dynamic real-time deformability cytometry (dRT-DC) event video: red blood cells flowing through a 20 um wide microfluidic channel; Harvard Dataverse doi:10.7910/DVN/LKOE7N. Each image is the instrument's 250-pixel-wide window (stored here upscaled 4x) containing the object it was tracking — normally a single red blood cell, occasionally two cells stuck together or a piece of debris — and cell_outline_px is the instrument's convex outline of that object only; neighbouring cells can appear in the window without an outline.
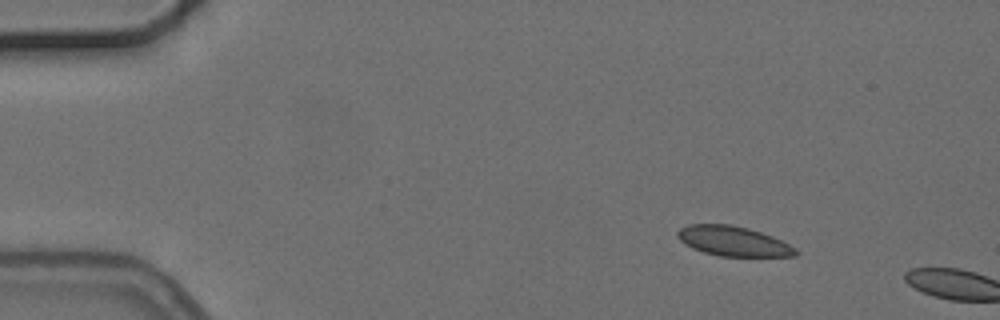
{"species": "common noctule bat (a hibernating species)", "species_latin": "Nyctalus noctula", "temperature_condition": "cold", "stored_images_in_passage": 2, "camera_frame_rate_fps": 3000, "um_per_image_px": 0.085, "animal": {"sex": "female", "body_mass_g": 24.6, "forearm_length_mm": 56.2}, "frame": {"image": 1, "passage_image": 1, "time_ms": 0.0, "image_size_px": [1000, 320], "cell_outline_px": [[800, 252], [796, 256], [720, 256], [704, 252], [692, 248], [684, 244], [676, 236], [676, 232], [680, 228], [688, 224], [732, 224], [748, 228], [772, 236], [796, 248]], "centroid_in_image_um": [62.3, 20.49], "position_along_channel_um": 22.7, "area_um2": 20.58}}